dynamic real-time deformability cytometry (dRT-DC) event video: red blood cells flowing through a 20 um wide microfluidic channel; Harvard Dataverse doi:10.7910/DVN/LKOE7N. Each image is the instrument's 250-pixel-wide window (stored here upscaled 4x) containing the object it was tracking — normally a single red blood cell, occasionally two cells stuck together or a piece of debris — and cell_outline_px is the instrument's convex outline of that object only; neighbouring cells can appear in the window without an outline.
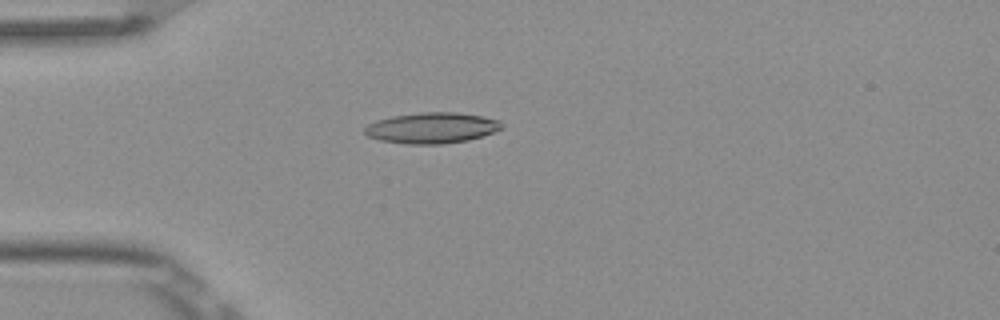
{"species": "Egyptian fruit bat (a non-hibernating species)", "species_latin": "Rousettus aegyptiacus", "temperature_condition": "room temperature", "stored_images_in_passage": 2, "camera_frame_rate_fps": 3000, "um_per_image_px": 0.085, "frame": {"image": 1, "passage_image": 2, "time_ms": 0.333, "image_size_px": [1000, 320], "cell_outline_px": [[504, 128], [468, 140], [444, 144], [408, 144], [380, 140], [368, 136], [364, 132], [364, 128], [368, 124], [376, 120], [392, 116], [420, 112], [456, 112], [480, 116], [500, 120], [504, 124]], "centroid_in_image_um": [36.7, 10.87], "position_along_channel_um": 48.3, "area_um2": 24.62}}